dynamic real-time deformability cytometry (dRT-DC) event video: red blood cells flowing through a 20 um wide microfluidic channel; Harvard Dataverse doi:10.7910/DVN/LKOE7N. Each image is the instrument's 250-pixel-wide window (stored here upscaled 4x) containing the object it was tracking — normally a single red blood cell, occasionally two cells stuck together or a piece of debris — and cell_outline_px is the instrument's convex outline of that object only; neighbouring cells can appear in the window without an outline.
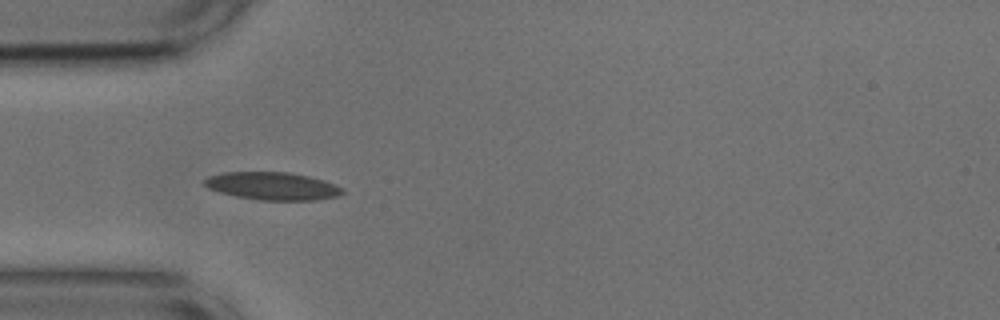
{"species": "common noctule bat (a hibernating species)", "species_latin": "Nyctalus noctula", "temperature_condition": "cold", "stored_images_in_passage": 54, "camera_frame_rate_fps": 3000, "um_per_image_px": 0.085, "animal": {"sex": "male", "body_mass_g": 17.9, "forearm_length_mm": 54.2}, "frame": {"image": 1, "passage_image": 16, "time_ms": 5.0, "image_size_px": [1000, 320], "cell_outline_px": [[344, 192], [336, 196], [316, 200], [260, 200], [236, 196], [220, 192], [208, 188], [204, 184], [204, 180], [208, 176], [224, 172], [288, 172], [308, 176], [324, 180], [336, 184], [344, 188]], "centroid_in_image_um": [23.17, 15.81], "position_along_channel_um": 61.8, "area_um2": 22.31}, "authors_computed_cell_mechanics": {"area_um2": 20.7502, "velocity_mm_per_s": 3.6835, "shape_relaxation_time_tau1_ms": null, "shape_relaxation_time_tau2_ms": 3.0286, "deformation_change_tau1": null, "deformation_change_tau2": 0.1098}}